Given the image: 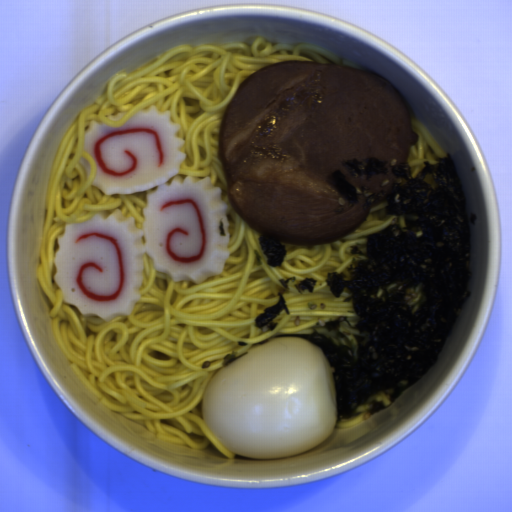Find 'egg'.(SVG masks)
<instances>
[{
	"mask_svg": "<svg viewBox=\"0 0 512 512\" xmlns=\"http://www.w3.org/2000/svg\"><path fill=\"white\" fill-rule=\"evenodd\" d=\"M201 413L218 441L239 456L299 454L328 439L337 426L334 371L319 346L279 336L214 373Z\"/></svg>",
	"mask_w": 512,
	"mask_h": 512,
	"instance_id": "obj_1",
	"label": "egg"
}]
</instances>
